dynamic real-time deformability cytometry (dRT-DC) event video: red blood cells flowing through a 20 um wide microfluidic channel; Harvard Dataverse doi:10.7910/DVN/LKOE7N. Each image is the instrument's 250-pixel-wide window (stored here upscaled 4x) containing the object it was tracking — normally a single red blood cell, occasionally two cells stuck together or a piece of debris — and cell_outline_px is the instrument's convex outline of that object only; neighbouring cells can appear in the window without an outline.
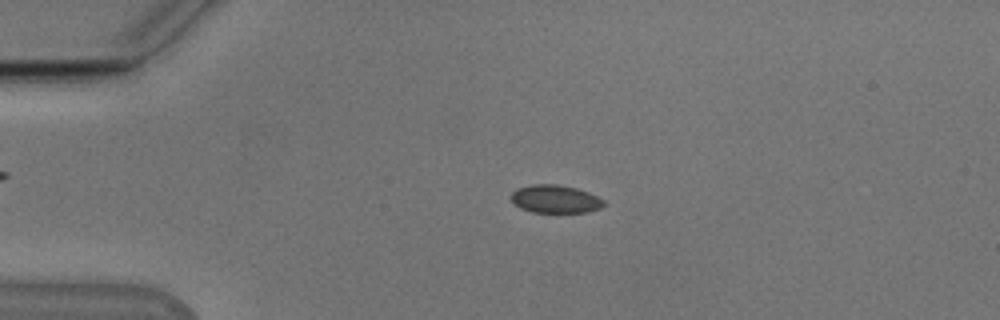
{"species": "Egyptian fruit bat (a non-hibernating species)", "species_latin": "Rousettus aegyptiacus", "temperature_condition": "cold", "stored_images_in_passage": 53, "camera_frame_rate_fps": 3000, "um_per_image_px": 0.085, "animal": {"sex": "male"}, "frame": {"image": 1, "passage_image": 12, "time_ms": 3.667, "image_size_px": [1000, 320], "cell_outline_px": [[604, 204], [600, 208], [588, 212], [532, 212], [520, 208], [512, 200], [512, 192], [516, 188], [532, 184], [560, 184], [576, 188], [588, 192], [604, 200]], "centroid_in_image_um": [47.19, 16.91], "position_along_channel_um": 37.8, "area_um2": 15.09}}
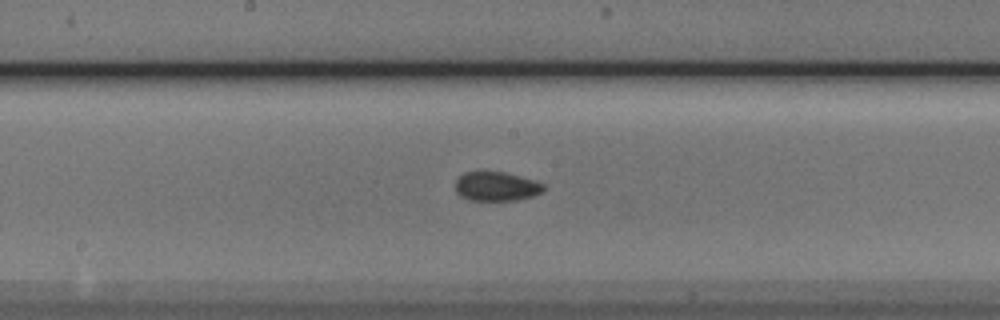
{"frame": {"image": 2, "passage_image": 28, "time_ms": 9.0, "image_size_px": [1000, 320], "cell_outline_px": [[548, 188], [544, 192], [532, 196], [516, 200], [468, 200], [460, 196], [456, 192], [456, 180], [464, 172], [504, 172], [536, 180], [544, 184]], "centroid_in_image_um": [42.24, 15.85], "position_along_channel_um": 206.0, "area_um2": 15.14}}
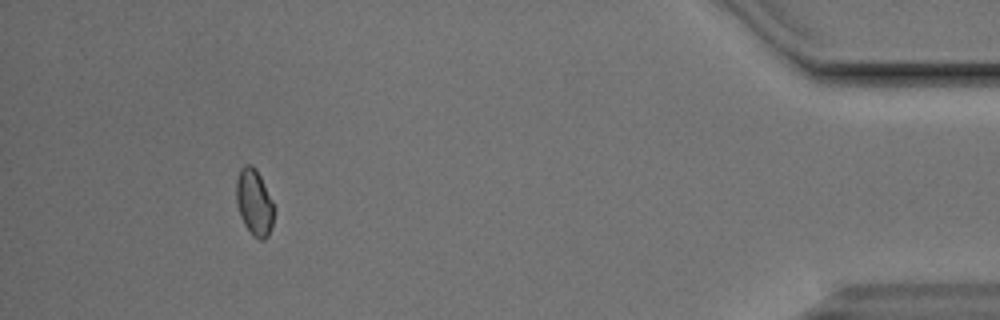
{"frame": {"image": 3, "passage_image": 49, "time_ms": 16.0, "image_size_px": [1000, 320], "cell_outline_px": [[276, 208], [272, 224], [268, 236], [264, 240], [260, 240], [252, 236], [244, 224], [240, 216], [236, 200], [236, 180], [240, 168], [244, 164], [252, 164], [256, 168]], "centroid_in_image_um": [21.62, 17.2], "position_along_channel_um": 413.6, "area_um2": 14.85}, "authors_computed_cell_mechanics": {"area_um2": 15.0858, "velocity_mm_per_s": 3.8548, "shape_relaxation_time_tau1_ms": null, "shape_relaxation_time_tau2_ms": 2.4529, "deformation_change_tau1": null, "deformation_change_tau2": 0.0532}}